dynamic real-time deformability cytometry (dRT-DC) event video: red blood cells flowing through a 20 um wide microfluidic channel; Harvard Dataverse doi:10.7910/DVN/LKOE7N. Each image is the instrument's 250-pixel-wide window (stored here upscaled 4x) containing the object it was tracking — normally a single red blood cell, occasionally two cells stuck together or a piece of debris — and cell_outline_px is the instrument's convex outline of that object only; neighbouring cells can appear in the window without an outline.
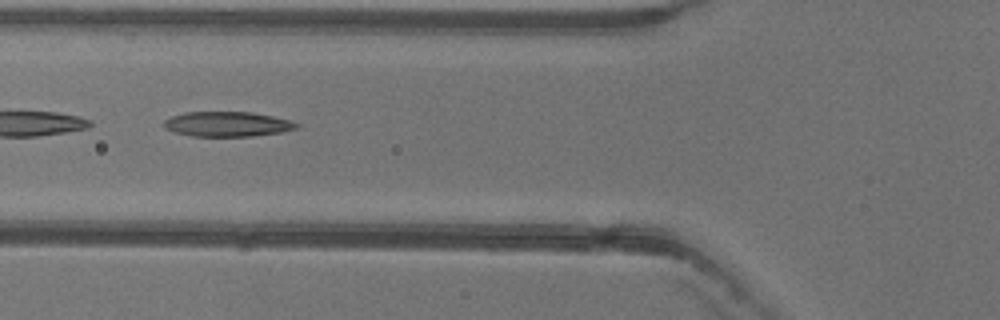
{"species": "common noctule bat (a hibernating species)", "species_latin": "Nyctalus noctula", "temperature_condition": "warm", "stored_images_in_passage": 37, "camera_frame_rate_fps": 3000, "um_per_image_px": 0.085, "animal": {"sex": "female"}, "frame": {"image": 1, "passage_image": 6, "time_ms": 1.667, "image_size_px": [1000, 320], "cell_outline_px": [[300, 124], [296, 128], [280, 132], [252, 136], [192, 136], [176, 132], [164, 128], [164, 120], [172, 116], [184, 112], [252, 112], [292, 120]], "centroid_in_image_um": [19.33, 10.54], "position_along_channel_um": 106.5, "area_um2": 19.19}, "authors_computed_cell_mechanics": {"area_um2": 19.8254, "velocity_mm_per_s": 3.9622, "shape_relaxation_time_tau1_ms": 7.5322, "shape_relaxation_time_tau2_ms": 2.9919, "deformation_change_tau1": 0.2339, "deformation_change_tau2": 0.1353}}